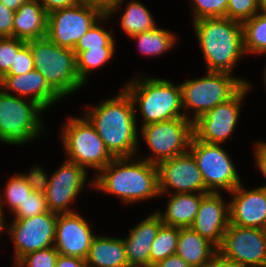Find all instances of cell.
<instances>
[{
	"mask_svg": "<svg viewBox=\"0 0 266 267\" xmlns=\"http://www.w3.org/2000/svg\"><path fill=\"white\" fill-rule=\"evenodd\" d=\"M100 102L97 106H89L84 116L114 158L134 157L138 154L139 131L132 99L122 88L114 97Z\"/></svg>",
	"mask_w": 266,
	"mask_h": 267,
	"instance_id": "obj_1",
	"label": "cell"
},
{
	"mask_svg": "<svg viewBox=\"0 0 266 267\" xmlns=\"http://www.w3.org/2000/svg\"><path fill=\"white\" fill-rule=\"evenodd\" d=\"M134 158H114L96 174L92 188L116 195L126 204L159 197L157 165Z\"/></svg>",
	"mask_w": 266,
	"mask_h": 267,
	"instance_id": "obj_2",
	"label": "cell"
},
{
	"mask_svg": "<svg viewBox=\"0 0 266 267\" xmlns=\"http://www.w3.org/2000/svg\"><path fill=\"white\" fill-rule=\"evenodd\" d=\"M206 71L232 74L245 55L242 22L226 17L202 18L193 22Z\"/></svg>",
	"mask_w": 266,
	"mask_h": 267,
	"instance_id": "obj_3",
	"label": "cell"
},
{
	"mask_svg": "<svg viewBox=\"0 0 266 267\" xmlns=\"http://www.w3.org/2000/svg\"><path fill=\"white\" fill-rule=\"evenodd\" d=\"M131 79L123 89L132 99L135 112L136 107H139L141 126L185 117L183 110L181 111L183 105L180 84L174 85L167 79L139 75L136 79Z\"/></svg>",
	"mask_w": 266,
	"mask_h": 267,
	"instance_id": "obj_4",
	"label": "cell"
},
{
	"mask_svg": "<svg viewBox=\"0 0 266 267\" xmlns=\"http://www.w3.org/2000/svg\"><path fill=\"white\" fill-rule=\"evenodd\" d=\"M27 44L32 51L35 69L61 98L84 86L77 73L73 49L60 47L46 36L27 41Z\"/></svg>",
	"mask_w": 266,
	"mask_h": 267,
	"instance_id": "obj_5",
	"label": "cell"
},
{
	"mask_svg": "<svg viewBox=\"0 0 266 267\" xmlns=\"http://www.w3.org/2000/svg\"><path fill=\"white\" fill-rule=\"evenodd\" d=\"M205 74L201 78L186 80L180 84L184 115L192 122L218 104L231 99L248 83L247 80L233 77L227 72L207 71ZM188 109L194 110L193 116H188Z\"/></svg>",
	"mask_w": 266,
	"mask_h": 267,
	"instance_id": "obj_6",
	"label": "cell"
},
{
	"mask_svg": "<svg viewBox=\"0 0 266 267\" xmlns=\"http://www.w3.org/2000/svg\"><path fill=\"white\" fill-rule=\"evenodd\" d=\"M45 110L33 100L5 93L0 88V142L22 145L40 138L44 131L40 113Z\"/></svg>",
	"mask_w": 266,
	"mask_h": 267,
	"instance_id": "obj_7",
	"label": "cell"
},
{
	"mask_svg": "<svg viewBox=\"0 0 266 267\" xmlns=\"http://www.w3.org/2000/svg\"><path fill=\"white\" fill-rule=\"evenodd\" d=\"M63 151L68 161L95 170L97 174L114 157L107 150L104 141L96 132L94 126L83 117H69L61 129Z\"/></svg>",
	"mask_w": 266,
	"mask_h": 267,
	"instance_id": "obj_8",
	"label": "cell"
},
{
	"mask_svg": "<svg viewBox=\"0 0 266 267\" xmlns=\"http://www.w3.org/2000/svg\"><path fill=\"white\" fill-rule=\"evenodd\" d=\"M140 130L144 143L153 155L143 158V155L137 154L136 157L156 165L189 151L194 136L193 122L185 117L144 125Z\"/></svg>",
	"mask_w": 266,
	"mask_h": 267,
	"instance_id": "obj_9",
	"label": "cell"
},
{
	"mask_svg": "<svg viewBox=\"0 0 266 267\" xmlns=\"http://www.w3.org/2000/svg\"><path fill=\"white\" fill-rule=\"evenodd\" d=\"M189 151L197 162L205 187L210 192L225 190L229 193L241 184L237 168L221 144L207 143L193 136Z\"/></svg>",
	"mask_w": 266,
	"mask_h": 267,
	"instance_id": "obj_10",
	"label": "cell"
},
{
	"mask_svg": "<svg viewBox=\"0 0 266 267\" xmlns=\"http://www.w3.org/2000/svg\"><path fill=\"white\" fill-rule=\"evenodd\" d=\"M217 255L232 267H266V230L229 223Z\"/></svg>",
	"mask_w": 266,
	"mask_h": 267,
	"instance_id": "obj_11",
	"label": "cell"
},
{
	"mask_svg": "<svg viewBox=\"0 0 266 267\" xmlns=\"http://www.w3.org/2000/svg\"><path fill=\"white\" fill-rule=\"evenodd\" d=\"M106 13L97 6L79 2L48 14L46 37L56 45L74 49L76 43Z\"/></svg>",
	"mask_w": 266,
	"mask_h": 267,
	"instance_id": "obj_12",
	"label": "cell"
},
{
	"mask_svg": "<svg viewBox=\"0 0 266 267\" xmlns=\"http://www.w3.org/2000/svg\"><path fill=\"white\" fill-rule=\"evenodd\" d=\"M251 84H245L231 99L218 104L193 122L194 137L213 144L226 142L235 131L239 121L241 104L251 90Z\"/></svg>",
	"mask_w": 266,
	"mask_h": 267,
	"instance_id": "obj_13",
	"label": "cell"
},
{
	"mask_svg": "<svg viewBox=\"0 0 266 267\" xmlns=\"http://www.w3.org/2000/svg\"><path fill=\"white\" fill-rule=\"evenodd\" d=\"M57 213L48 211L14 219L7 231L13 239L15 264L26 254L54 246Z\"/></svg>",
	"mask_w": 266,
	"mask_h": 267,
	"instance_id": "obj_14",
	"label": "cell"
},
{
	"mask_svg": "<svg viewBox=\"0 0 266 267\" xmlns=\"http://www.w3.org/2000/svg\"><path fill=\"white\" fill-rule=\"evenodd\" d=\"M160 195L174 193H209L197 162L190 151L157 164Z\"/></svg>",
	"mask_w": 266,
	"mask_h": 267,
	"instance_id": "obj_15",
	"label": "cell"
},
{
	"mask_svg": "<svg viewBox=\"0 0 266 267\" xmlns=\"http://www.w3.org/2000/svg\"><path fill=\"white\" fill-rule=\"evenodd\" d=\"M49 177L44 196L49 211L59 213L75 212L70 204L76 200L86 185L88 172L80 165L68 160Z\"/></svg>",
	"mask_w": 266,
	"mask_h": 267,
	"instance_id": "obj_16",
	"label": "cell"
},
{
	"mask_svg": "<svg viewBox=\"0 0 266 267\" xmlns=\"http://www.w3.org/2000/svg\"><path fill=\"white\" fill-rule=\"evenodd\" d=\"M91 227L77 212L57 214L54 248L61 255L85 260L96 236Z\"/></svg>",
	"mask_w": 266,
	"mask_h": 267,
	"instance_id": "obj_17",
	"label": "cell"
},
{
	"mask_svg": "<svg viewBox=\"0 0 266 267\" xmlns=\"http://www.w3.org/2000/svg\"><path fill=\"white\" fill-rule=\"evenodd\" d=\"M229 193L230 224L266 230V186L248 190L241 183Z\"/></svg>",
	"mask_w": 266,
	"mask_h": 267,
	"instance_id": "obj_18",
	"label": "cell"
},
{
	"mask_svg": "<svg viewBox=\"0 0 266 267\" xmlns=\"http://www.w3.org/2000/svg\"><path fill=\"white\" fill-rule=\"evenodd\" d=\"M229 223V203L220 192H209L202 197L191 228L218 248Z\"/></svg>",
	"mask_w": 266,
	"mask_h": 267,
	"instance_id": "obj_19",
	"label": "cell"
},
{
	"mask_svg": "<svg viewBox=\"0 0 266 267\" xmlns=\"http://www.w3.org/2000/svg\"><path fill=\"white\" fill-rule=\"evenodd\" d=\"M163 224L157 210L130 228L122 238L129 267H150V250L156 234Z\"/></svg>",
	"mask_w": 266,
	"mask_h": 267,
	"instance_id": "obj_20",
	"label": "cell"
},
{
	"mask_svg": "<svg viewBox=\"0 0 266 267\" xmlns=\"http://www.w3.org/2000/svg\"><path fill=\"white\" fill-rule=\"evenodd\" d=\"M0 88L5 93L11 91L12 95L33 100L46 110L62 99L36 69L23 75L4 76L0 80Z\"/></svg>",
	"mask_w": 266,
	"mask_h": 267,
	"instance_id": "obj_21",
	"label": "cell"
},
{
	"mask_svg": "<svg viewBox=\"0 0 266 267\" xmlns=\"http://www.w3.org/2000/svg\"><path fill=\"white\" fill-rule=\"evenodd\" d=\"M48 13L37 2L29 0L14 13L13 37L24 41L43 38L47 34Z\"/></svg>",
	"mask_w": 266,
	"mask_h": 267,
	"instance_id": "obj_22",
	"label": "cell"
},
{
	"mask_svg": "<svg viewBox=\"0 0 266 267\" xmlns=\"http://www.w3.org/2000/svg\"><path fill=\"white\" fill-rule=\"evenodd\" d=\"M206 193H171L164 212L157 211L163 224L178 228L191 227ZM164 213V214H163Z\"/></svg>",
	"mask_w": 266,
	"mask_h": 267,
	"instance_id": "obj_23",
	"label": "cell"
},
{
	"mask_svg": "<svg viewBox=\"0 0 266 267\" xmlns=\"http://www.w3.org/2000/svg\"><path fill=\"white\" fill-rule=\"evenodd\" d=\"M176 254L191 267H201L217 255V248L191 227L179 228Z\"/></svg>",
	"mask_w": 266,
	"mask_h": 267,
	"instance_id": "obj_24",
	"label": "cell"
},
{
	"mask_svg": "<svg viewBox=\"0 0 266 267\" xmlns=\"http://www.w3.org/2000/svg\"><path fill=\"white\" fill-rule=\"evenodd\" d=\"M87 267H129L122 238L96 235L85 259Z\"/></svg>",
	"mask_w": 266,
	"mask_h": 267,
	"instance_id": "obj_25",
	"label": "cell"
},
{
	"mask_svg": "<svg viewBox=\"0 0 266 267\" xmlns=\"http://www.w3.org/2000/svg\"><path fill=\"white\" fill-rule=\"evenodd\" d=\"M119 18L121 29L128 37L151 31L158 27L149 9L137 0L129 1Z\"/></svg>",
	"mask_w": 266,
	"mask_h": 267,
	"instance_id": "obj_26",
	"label": "cell"
},
{
	"mask_svg": "<svg viewBox=\"0 0 266 267\" xmlns=\"http://www.w3.org/2000/svg\"><path fill=\"white\" fill-rule=\"evenodd\" d=\"M176 36L168 29L157 27L154 30L130 36V38L136 41L141 54L158 56L175 47L177 43Z\"/></svg>",
	"mask_w": 266,
	"mask_h": 267,
	"instance_id": "obj_27",
	"label": "cell"
},
{
	"mask_svg": "<svg viewBox=\"0 0 266 267\" xmlns=\"http://www.w3.org/2000/svg\"><path fill=\"white\" fill-rule=\"evenodd\" d=\"M245 54H266V15L258 12L242 22Z\"/></svg>",
	"mask_w": 266,
	"mask_h": 267,
	"instance_id": "obj_28",
	"label": "cell"
},
{
	"mask_svg": "<svg viewBox=\"0 0 266 267\" xmlns=\"http://www.w3.org/2000/svg\"><path fill=\"white\" fill-rule=\"evenodd\" d=\"M116 51V48H95L82 52H75L76 54V69L80 81L85 85L90 73L102 66H105Z\"/></svg>",
	"mask_w": 266,
	"mask_h": 267,
	"instance_id": "obj_29",
	"label": "cell"
},
{
	"mask_svg": "<svg viewBox=\"0 0 266 267\" xmlns=\"http://www.w3.org/2000/svg\"><path fill=\"white\" fill-rule=\"evenodd\" d=\"M179 228L162 224L150 250V267L165 258L176 254Z\"/></svg>",
	"mask_w": 266,
	"mask_h": 267,
	"instance_id": "obj_30",
	"label": "cell"
},
{
	"mask_svg": "<svg viewBox=\"0 0 266 267\" xmlns=\"http://www.w3.org/2000/svg\"><path fill=\"white\" fill-rule=\"evenodd\" d=\"M31 191V187L21 173L13 175L8 180L3 194L0 192V210L4 213L3 204L5 202L9 211L11 210V213L14 214L22 206Z\"/></svg>",
	"mask_w": 266,
	"mask_h": 267,
	"instance_id": "obj_31",
	"label": "cell"
},
{
	"mask_svg": "<svg viewBox=\"0 0 266 267\" xmlns=\"http://www.w3.org/2000/svg\"><path fill=\"white\" fill-rule=\"evenodd\" d=\"M108 20L109 17L105 14L99 19L95 25L87 31V33L76 43L74 52H82L95 48H115V39L113 36V30H105L100 26V22Z\"/></svg>",
	"mask_w": 266,
	"mask_h": 267,
	"instance_id": "obj_32",
	"label": "cell"
},
{
	"mask_svg": "<svg viewBox=\"0 0 266 267\" xmlns=\"http://www.w3.org/2000/svg\"><path fill=\"white\" fill-rule=\"evenodd\" d=\"M193 21L202 18L225 17L228 0H192Z\"/></svg>",
	"mask_w": 266,
	"mask_h": 267,
	"instance_id": "obj_33",
	"label": "cell"
},
{
	"mask_svg": "<svg viewBox=\"0 0 266 267\" xmlns=\"http://www.w3.org/2000/svg\"><path fill=\"white\" fill-rule=\"evenodd\" d=\"M27 42L15 37L0 38V80L9 72L17 52Z\"/></svg>",
	"mask_w": 266,
	"mask_h": 267,
	"instance_id": "obj_34",
	"label": "cell"
},
{
	"mask_svg": "<svg viewBox=\"0 0 266 267\" xmlns=\"http://www.w3.org/2000/svg\"><path fill=\"white\" fill-rule=\"evenodd\" d=\"M58 254L54 246L40 249L23 256L14 267H55Z\"/></svg>",
	"mask_w": 266,
	"mask_h": 267,
	"instance_id": "obj_35",
	"label": "cell"
},
{
	"mask_svg": "<svg viewBox=\"0 0 266 267\" xmlns=\"http://www.w3.org/2000/svg\"><path fill=\"white\" fill-rule=\"evenodd\" d=\"M260 0H228L226 18L243 22L259 12Z\"/></svg>",
	"mask_w": 266,
	"mask_h": 267,
	"instance_id": "obj_36",
	"label": "cell"
},
{
	"mask_svg": "<svg viewBox=\"0 0 266 267\" xmlns=\"http://www.w3.org/2000/svg\"><path fill=\"white\" fill-rule=\"evenodd\" d=\"M48 211L44 193L32 190L22 206L14 213V219H26Z\"/></svg>",
	"mask_w": 266,
	"mask_h": 267,
	"instance_id": "obj_37",
	"label": "cell"
},
{
	"mask_svg": "<svg viewBox=\"0 0 266 267\" xmlns=\"http://www.w3.org/2000/svg\"><path fill=\"white\" fill-rule=\"evenodd\" d=\"M35 69L30 46L26 43L16 54L14 65L5 76L23 75Z\"/></svg>",
	"mask_w": 266,
	"mask_h": 267,
	"instance_id": "obj_38",
	"label": "cell"
},
{
	"mask_svg": "<svg viewBox=\"0 0 266 267\" xmlns=\"http://www.w3.org/2000/svg\"><path fill=\"white\" fill-rule=\"evenodd\" d=\"M33 191L44 193L47 189L49 177L41 166H34L28 174L21 173Z\"/></svg>",
	"mask_w": 266,
	"mask_h": 267,
	"instance_id": "obj_39",
	"label": "cell"
},
{
	"mask_svg": "<svg viewBox=\"0 0 266 267\" xmlns=\"http://www.w3.org/2000/svg\"><path fill=\"white\" fill-rule=\"evenodd\" d=\"M14 13L0 2V38L13 37Z\"/></svg>",
	"mask_w": 266,
	"mask_h": 267,
	"instance_id": "obj_40",
	"label": "cell"
},
{
	"mask_svg": "<svg viewBox=\"0 0 266 267\" xmlns=\"http://www.w3.org/2000/svg\"><path fill=\"white\" fill-rule=\"evenodd\" d=\"M83 3L94 5L102 9L106 15L111 18L113 14L117 13L123 4V0H80Z\"/></svg>",
	"mask_w": 266,
	"mask_h": 267,
	"instance_id": "obj_41",
	"label": "cell"
},
{
	"mask_svg": "<svg viewBox=\"0 0 266 267\" xmlns=\"http://www.w3.org/2000/svg\"><path fill=\"white\" fill-rule=\"evenodd\" d=\"M254 157H255V164L259 173L263 174L266 179V142L265 141H258L256 144L254 143ZM266 186V184L264 185Z\"/></svg>",
	"mask_w": 266,
	"mask_h": 267,
	"instance_id": "obj_42",
	"label": "cell"
},
{
	"mask_svg": "<svg viewBox=\"0 0 266 267\" xmlns=\"http://www.w3.org/2000/svg\"><path fill=\"white\" fill-rule=\"evenodd\" d=\"M37 2L44 8V10L49 14L52 11L63 9L66 7H72L80 0H37Z\"/></svg>",
	"mask_w": 266,
	"mask_h": 267,
	"instance_id": "obj_43",
	"label": "cell"
},
{
	"mask_svg": "<svg viewBox=\"0 0 266 267\" xmlns=\"http://www.w3.org/2000/svg\"><path fill=\"white\" fill-rule=\"evenodd\" d=\"M55 267H87L82 258L58 254Z\"/></svg>",
	"mask_w": 266,
	"mask_h": 267,
	"instance_id": "obj_44",
	"label": "cell"
},
{
	"mask_svg": "<svg viewBox=\"0 0 266 267\" xmlns=\"http://www.w3.org/2000/svg\"><path fill=\"white\" fill-rule=\"evenodd\" d=\"M152 267H191L177 254H173L164 260L155 263Z\"/></svg>",
	"mask_w": 266,
	"mask_h": 267,
	"instance_id": "obj_45",
	"label": "cell"
},
{
	"mask_svg": "<svg viewBox=\"0 0 266 267\" xmlns=\"http://www.w3.org/2000/svg\"><path fill=\"white\" fill-rule=\"evenodd\" d=\"M29 0H0L8 9L12 11L18 10L25 2Z\"/></svg>",
	"mask_w": 266,
	"mask_h": 267,
	"instance_id": "obj_46",
	"label": "cell"
},
{
	"mask_svg": "<svg viewBox=\"0 0 266 267\" xmlns=\"http://www.w3.org/2000/svg\"><path fill=\"white\" fill-rule=\"evenodd\" d=\"M201 267H232L228 262L216 255L210 262Z\"/></svg>",
	"mask_w": 266,
	"mask_h": 267,
	"instance_id": "obj_47",
	"label": "cell"
},
{
	"mask_svg": "<svg viewBox=\"0 0 266 267\" xmlns=\"http://www.w3.org/2000/svg\"><path fill=\"white\" fill-rule=\"evenodd\" d=\"M4 213L0 210V235L3 233V231L8 229V226H6V221L4 220ZM7 227V228H6Z\"/></svg>",
	"mask_w": 266,
	"mask_h": 267,
	"instance_id": "obj_48",
	"label": "cell"
},
{
	"mask_svg": "<svg viewBox=\"0 0 266 267\" xmlns=\"http://www.w3.org/2000/svg\"><path fill=\"white\" fill-rule=\"evenodd\" d=\"M259 12L266 15V0H260Z\"/></svg>",
	"mask_w": 266,
	"mask_h": 267,
	"instance_id": "obj_49",
	"label": "cell"
},
{
	"mask_svg": "<svg viewBox=\"0 0 266 267\" xmlns=\"http://www.w3.org/2000/svg\"><path fill=\"white\" fill-rule=\"evenodd\" d=\"M263 71H264L263 72V79H264V82H265L264 86L266 87V65H265V69Z\"/></svg>",
	"mask_w": 266,
	"mask_h": 267,
	"instance_id": "obj_50",
	"label": "cell"
}]
</instances>
